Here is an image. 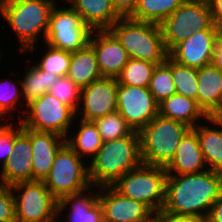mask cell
<instances>
[{
  "instance_id": "obj_10",
  "label": "cell",
  "mask_w": 222,
  "mask_h": 222,
  "mask_svg": "<svg viewBox=\"0 0 222 222\" xmlns=\"http://www.w3.org/2000/svg\"><path fill=\"white\" fill-rule=\"evenodd\" d=\"M15 200L16 222H54L58 200L43 180L20 182L11 186Z\"/></svg>"
},
{
  "instance_id": "obj_30",
  "label": "cell",
  "mask_w": 222,
  "mask_h": 222,
  "mask_svg": "<svg viewBox=\"0 0 222 222\" xmlns=\"http://www.w3.org/2000/svg\"><path fill=\"white\" fill-rule=\"evenodd\" d=\"M156 63L130 58L117 77L118 84L136 87H149Z\"/></svg>"
},
{
  "instance_id": "obj_9",
  "label": "cell",
  "mask_w": 222,
  "mask_h": 222,
  "mask_svg": "<svg viewBox=\"0 0 222 222\" xmlns=\"http://www.w3.org/2000/svg\"><path fill=\"white\" fill-rule=\"evenodd\" d=\"M213 24L208 0H186L160 24L166 50Z\"/></svg>"
},
{
  "instance_id": "obj_40",
  "label": "cell",
  "mask_w": 222,
  "mask_h": 222,
  "mask_svg": "<svg viewBox=\"0 0 222 222\" xmlns=\"http://www.w3.org/2000/svg\"><path fill=\"white\" fill-rule=\"evenodd\" d=\"M212 21L217 26H222V0H208Z\"/></svg>"
},
{
  "instance_id": "obj_47",
  "label": "cell",
  "mask_w": 222,
  "mask_h": 222,
  "mask_svg": "<svg viewBox=\"0 0 222 222\" xmlns=\"http://www.w3.org/2000/svg\"><path fill=\"white\" fill-rule=\"evenodd\" d=\"M4 122H5V120H3V118L0 116V125Z\"/></svg>"
},
{
  "instance_id": "obj_36",
  "label": "cell",
  "mask_w": 222,
  "mask_h": 222,
  "mask_svg": "<svg viewBox=\"0 0 222 222\" xmlns=\"http://www.w3.org/2000/svg\"><path fill=\"white\" fill-rule=\"evenodd\" d=\"M14 123V124H13ZM2 123L0 125V162L1 167L6 163L8 157L13 152L15 134L22 128L20 121ZM16 125V126H15ZM15 126V127H14Z\"/></svg>"
},
{
  "instance_id": "obj_17",
  "label": "cell",
  "mask_w": 222,
  "mask_h": 222,
  "mask_svg": "<svg viewBox=\"0 0 222 222\" xmlns=\"http://www.w3.org/2000/svg\"><path fill=\"white\" fill-rule=\"evenodd\" d=\"M33 180L30 136L22 128L15 134L13 152L0 169V182L14 184Z\"/></svg>"
},
{
  "instance_id": "obj_3",
  "label": "cell",
  "mask_w": 222,
  "mask_h": 222,
  "mask_svg": "<svg viewBox=\"0 0 222 222\" xmlns=\"http://www.w3.org/2000/svg\"><path fill=\"white\" fill-rule=\"evenodd\" d=\"M142 163L140 137L133 131L126 137L105 141L89 160V180L93 186L112 185Z\"/></svg>"
},
{
  "instance_id": "obj_32",
  "label": "cell",
  "mask_w": 222,
  "mask_h": 222,
  "mask_svg": "<svg viewBox=\"0 0 222 222\" xmlns=\"http://www.w3.org/2000/svg\"><path fill=\"white\" fill-rule=\"evenodd\" d=\"M103 142L126 137L133 132L125 119L116 110L94 121Z\"/></svg>"
},
{
  "instance_id": "obj_18",
  "label": "cell",
  "mask_w": 222,
  "mask_h": 222,
  "mask_svg": "<svg viewBox=\"0 0 222 222\" xmlns=\"http://www.w3.org/2000/svg\"><path fill=\"white\" fill-rule=\"evenodd\" d=\"M97 194L98 186L92 185L82 192L64 196L58 201V216L64 222H104ZM66 209L68 212H65Z\"/></svg>"
},
{
  "instance_id": "obj_25",
  "label": "cell",
  "mask_w": 222,
  "mask_h": 222,
  "mask_svg": "<svg viewBox=\"0 0 222 222\" xmlns=\"http://www.w3.org/2000/svg\"><path fill=\"white\" fill-rule=\"evenodd\" d=\"M66 76L80 88L102 77L95 52L90 44L78 51L71 52L70 65Z\"/></svg>"
},
{
  "instance_id": "obj_43",
  "label": "cell",
  "mask_w": 222,
  "mask_h": 222,
  "mask_svg": "<svg viewBox=\"0 0 222 222\" xmlns=\"http://www.w3.org/2000/svg\"><path fill=\"white\" fill-rule=\"evenodd\" d=\"M47 2H49V3H51L53 6H58V3H57V1L56 0H46ZM62 2H67L68 4H69V6H70V4H71V2H72V0H61Z\"/></svg>"
},
{
  "instance_id": "obj_42",
  "label": "cell",
  "mask_w": 222,
  "mask_h": 222,
  "mask_svg": "<svg viewBox=\"0 0 222 222\" xmlns=\"http://www.w3.org/2000/svg\"><path fill=\"white\" fill-rule=\"evenodd\" d=\"M212 63L222 72V26L216 39Z\"/></svg>"
},
{
  "instance_id": "obj_21",
  "label": "cell",
  "mask_w": 222,
  "mask_h": 222,
  "mask_svg": "<svg viewBox=\"0 0 222 222\" xmlns=\"http://www.w3.org/2000/svg\"><path fill=\"white\" fill-rule=\"evenodd\" d=\"M197 105L208 116H213L222 103V72L213 64L197 69Z\"/></svg>"
},
{
  "instance_id": "obj_19",
  "label": "cell",
  "mask_w": 222,
  "mask_h": 222,
  "mask_svg": "<svg viewBox=\"0 0 222 222\" xmlns=\"http://www.w3.org/2000/svg\"><path fill=\"white\" fill-rule=\"evenodd\" d=\"M23 130L31 139L33 180H44L57 152L66 144V138L55 132L34 131L24 126Z\"/></svg>"
},
{
  "instance_id": "obj_23",
  "label": "cell",
  "mask_w": 222,
  "mask_h": 222,
  "mask_svg": "<svg viewBox=\"0 0 222 222\" xmlns=\"http://www.w3.org/2000/svg\"><path fill=\"white\" fill-rule=\"evenodd\" d=\"M70 6L92 30H108L121 18L112 0H72Z\"/></svg>"
},
{
  "instance_id": "obj_33",
  "label": "cell",
  "mask_w": 222,
  "mask_h": 222,
  "mask_svg": "<svg viewBox=\"0 0 222 222\" xmlns=\"http://www.w3.org/2000/svg\"><path fill=\"white\" fill-rule=\"evenodd\" d=\"M46 46L47 49L41 55L40 60L34 62V64L47 73L58 77L66 76L70 65L71 52Z\"/></svg>"
},
{
  "instance_id": "obj_39",
  "label": "cell",
  "mask_w": 222,
  "mask_h": 222,
  "mask_svg": "<svg viewBox=\"0 0 222 222\" xmlns=\"http://www.w3.org/2000/svg\"><path fill=\"white\" fill-rule=\"evenodd\" d=\"M139 0H112L114 9L121 18L131 17Z\"/></svg>"
},
{
  "instance_id": "obj_41",
  "label": "cell",
  "mask_w": 222,
  "mask_h": 222,
  "mask_svg": "<svg viewBox=\"0 0 222 222\" xmlns=\"http://www.w3.org/2000/svg\"><path fill=\"white\" fill-rule=\"evenodd\" d=\"M206 222H222V195L211 206Z\"/></svg>"
},
{
  "instance_id": "obj_28",
  "label": "cell",
  "mask_w": 222,
  "mask_h": 222,
  "mask_svg": "<svg viewBox=\"0 0 222 222\" xmlns=\"http://www.w3.org/2000/svg\"><path fill=\"white\" fill-rule=\"evenodd\" d=\"M186 0H139L134 14L137 21L161 24Z\"/></svg>"
},
{
  "instance_id": "obj_15",
  "label": "cell",
  "mask_w": 222,
  "mask_h": 222,
  "mask_svg": "<svg viewBox=\"0 0 222 222\" xmlns=\"http://www.w3.org/2000/svg\"><path fill=\"white\" fill-rule=\"evenodd\" d=\"M104 222H145L154 212L144 203L127 198L112 185L98 186Z\"/></svg>"
},
{
  "instance_id": "obj_6",
  "label": "cell",
  "mask_w": 222,
  "mask_h": 222,
  "mask_svg": "<svg viewBox=\"0 0 222 222\" xmlns=\"http://www.w3.org/2000/svg\"><path fill=\"white\" fill-rule=\"evenodd\" d=\"M167 176L165 167L141 163L112 186L123 196L144 203L155 213L164 206Z\"/></svg>"
},
{
  "instance_id": "obj_26",
  "label": "cell",
  "mask_w": 222,
  "mask_h": 222,
  "mask_svg": "<svg viewBox=\"0 0 222 222\" xmlns=\"http://www.w3.org/2000/svg\"><path fill=\"white\" fill-rule=\"evenodd\" d=\"M78 122V128L76 127L73 131L70 130V133L66 137V143L84 160L93 159L99 149L102 146L103 140L101 135L98 132L97 126L93 121H84L78 118H75ZM70 135V136H69ZM86 158H85V157ZM90 156V157H89Z\"/></svg>"
},
{
  "instance_id": "obj_44",
  "label": "cell",
  "mask_w": 222,
  "mask_h": 222,
  "mask_svg": "<svg viewBox=\"0 0 222 222\" xmlns=\"http://www.w3.org/2000/svg\"><path fill=\"white\" fill-rule=\"evenodd\" d=\"M212 117L222 119V103L220 105V109Z\"/></svg>"
},
{
  "instance_id": "obj_34",
  "label": "cell",
  "mask_w": 222,
  "mask_h": 222,
  "mask_svg": "<svg viewBox=\"0 0 222 222\" xmlns=\"http://www.w3.org/2000/svg\"><path fill=\"white\" fill-rule=\"evenodd\" d=\"M172 76L176 93L194 99L197 102V69L181 65L172 59Z\"/></svg>"
},
{
  "instance_id": "obj_11",
  "label": "cell",
  "mask_w": 222,
  "mask_h": 222,
  "mask_svg": "<svg viewBox=\"0 0 222 222\" xmlns=\"http://www.w3.org/2000/svg\"><path fill=\"white\" fill-rule=\"evenodd\" d=\"M93 30L71 7L54 6L51 10L44 44L74 52L87 46Z\"/></svg>"
},
{
  "instance_id": "obj_16",
  "label": "cell",
  "mask_w": 222,
  "mask_h": 222,
  "mask_svg": "<svg viewBox=\"0 0 222 222\" xmlns=\"http://www.w3.org/2000/svg\"><path fill=\"white\" fill-rule=\"evenodd\" d=\"M92 46L102 77L117 78L130 59L126 49L109 30H93Z\"/></svg>"
},
{
  "instance_id": "obj_14",
  "label": "cell",
  "mask_w": 222,
  "mask_h": 222,
  "mask_svg": "<svg viewBox=\"0 0 222 222\" xmlns=\"http://www.w3.org/2000/svg\"><path fill=\"white\" fill-rule=\"evenodd\" d=\"M219 32L220 26L215 24L207 30L194 31L189 38L176 44L168 56L177 63L194 69L208 65L212 63Z\"/></svg>"
},
{
  "instance_id": "obj_45",
  "label": "cell",
  "mask_w": 222,
  "mask_h": 222,
  "mask_svg": "<svg viewBox=\"0 0 222 222\" xmlns=\"http://www.w3.org/2000/svg\"><path fill=\"white\" fill-rule=\"evenodd\" d=\"M54 222H64V221L62 220V218H59V216L57 215L56 220Z\"/></svg>"
},
{
  "instance_id": "obj_38",
  "label": "cell",
  "mask_w": 222,
  "mask_h": 222,
  "mask_svg": "<svg viewBox=\"0 0 222 222\" xmlns=\"http://www.w3.org/2000/svg\"><path fill=\"white\" fill-rule=\"evenodd\" d=\"M155 222H206V218L199 216L177 215L163 209L153 214Z\"/></svg>"
},
{
  "instance_id": "obj_5",
  "label": "cell",
  "mask_w": 222,
  "mask_h": 222,
  "mask_svg": "<svg viewBox=\"0 0 222 222\" xmlns=\"http://www.w3.org/2000/svg\"><path fill=\"white\" fill-rule=\"evenodd\" d=\"M190 129L183 122L158 114L138 132L142 163L165 167Z\"/></svg>"
},
{
  "instance_id": "obj_35",
  "label": "cell",
  "mask_w": 222,
  "mask_h": 222,
  "mask_svg": "<svg viewBox=\"0 0 222 222\" xmlns=\"http://www.w3.org/2000/svg\"><path fill=\"white\" fill-rule=\"evenodd\" d=\"M48 92L60 102L70 106L75 112L77 111L80 103L81 88L69 77H58L52 83L51 89Z\"/></svg>"
},
{
  "instance_id": "obj_8",
  "label": "cell",
  "mask_w": 222,
  "mask_h": 222,
  "mask_svg": "<svg viewBox=\"0 0 222 222\" xmlns=\"http://www.w3.org/2000/svg\"><path fill=\"white\" fill-rule=\"evenodd\" d=\"M76 112L49 92L26 106L20 120L22 126L34 131L55 132L65 138L74 127Z\"/></svg>"
},
{
  "instance_id": "obj_46",
  "label": "cell",
  "mask_w": 222,
  "mask_h": 222,
  "mask_svg": "<svg viewBox=\"0 0 222 222\" xmlns=\"http://www.w3.org/2000/svg\"><path fill=\"white\" fill-rule=\"evenodd\" d=\"M145 222H155L154 216L151 219H149L148 221H145Z\"/></svg>"
},
{
  "instance_id": "obj_37",
  "label": "cell",
  "mask_w": 222,
  "mask_h": 222,
  "mask_svg": "<svg viewBox=\"0 0 222 222\" xmlns=\"http://www.w3.org/2000/svg\"><path fill=\"white\" fill-rule=\"evenodd\" d=\"M0 222H16L12 188L2 182H0Z\"/></svg>"
},
{
  "instance_id": "obj_2",
  "label": "cell",
  "mask_w": 222,
  "mask_h": 222,
  "mask_svg": "<svg viewBox=\"0 0 222 222\" xmlns=\"http://www.w3.org/2000/svg\"><path fill=\"white\" fill-rule=\"evenodd\" d=\"M53 7L46 0H0V17L17 37L20 53H37V42L41 37L45 40Z\"/></svg>"
},
{
  "instance_id": "obj_13",
  "label": "cell",
  "mask_w": 222,
  "mask_h": 222,
  "mask_svg": "<svg viewBox=\"0 0 222 222\" xmlns=\"http://www.w3.org/2000/svg\"><path fill=\"white\" fill-rule=\"evenodd\" d=\"M117 78L101 77L81 88L76 118L94 121L117 110ZM80 115V116H79Z\"/></svg>"
},
{
  "instance_id": "obj_1",
  "label": "cell",
  "mask_w": 222,
  "mask_h": 222,
  "mask_svg": "<svg viewBox=\"0 0 222 222\" xmlns=\"http://www.w3.org/2000/svg\"><path fill=\"white\" fill-rule=\"evenodd\" d=\"M222 195V173L207 169L198 173L168 175L163 210L207 218Z\"/></svg>"
},
{
  "instance_id": "obj_20",
  "label": "cell",
  "mask_w": 222,
  "mask_h": 222,
  "mask_svg": "<svg viewBox=\"0 0 222 222\" xmlns=\"http://www.w3.org/2000/svg\"><path fill=\"white\" fill-rule=\"evenodd\" d=\"M165 169L168 175L198 173L208 169L198 135L192 128L181 139L175 155Z\"/></svg>"
},
{
  "instance_id": "obj_29",
  "label": "cell",
  "mask_w": 222,
  "mask_h": 222,
  "mask_svg": "<svg viewBox=\"0 0 222 222\" xmlns=\"http://www.w3.org/2000/svg\"><path fill=\"white\" fill-rule=\"evenodd\" d=\"M13 81L16 80L13 79L10 81L9 79L4 78L3 80L0 81V116L7 122L10 119H11L10 121L13 122V120H15V117L17 118L16 121L17 120L19 121V119L21 120L27 106L24 103L23 98H21L23 97L21 86L20 85L18 86V84H15ZM18 109L22 113L20 114V112H17L16 115H14L15 112L18 111ZM11 117H13L14 119Z\"/></svg>"
},
{
  "instance_id": "obj_7",
  "label": "cell",
  "mask_w": 222,
  "mask_h": 222,
  "mask_svg": "<svg viewBox=\"0 0 222 222\" xmlns=\"http://www.w3.org/2000/svg\"><path fill=\"white\" fill-rule=\"evenodd\" d=\"M67 143L57 152L49 174L43 180L52 195L60 201L91 185L89 166Z\"/></svg>"
},
{
  "instance_id": "obj_27",
  "label": "cell",
  "mask_w": 222,
  "mask_h": 222,
  "mask_svg": "<svg viewBox=\"0 0 222 222\" xmlns=\"http://www.w3.org/2000/svg\"><path fill=\"white\" fill-rule=\"evenodd\" d=\"M26 69L23 76L18 72L15 75L12 74V76L17 78V82L21 85L22 98L27 105L47 93L51 89L52 83L58 79V76L39 69L35 64L29 65Z\"/></svg>"
},
{
  "instance_id": "obj_24",
  "label": "cell",
  "mask_w": 222,
  "mask_h": 222,
  "mask_svg": "<svg viewBox=\"0 0 222 222\" xmlns=\"http://www.w3.org/2000/svg\"><path fill=\"white\" fill-rule=\"evenodd\" d=\"M159 115L185 123L194 128L208 116L197 105L196 100L174 93L158 104ZM199 121V122H198Z\"/></svg>"
},
{
  "instance_id": "obj_22",
  "label": "cell",
  "mask_w": 222,
  "mask_h": 222,
  "mask_svg": "<svg viewBox=\"0 0 222 222\" xmlns=\"http://www.w3.org/2000/svg\"><path fill=\"white\" fill-rule=\"evenodd\" d=\"M202 122L192 129L198 135L207 168L222 173V119L210 116Z\"/></svg>"
},
{
  "instance_id": "obj_31",
  "label": "cell",
  "mask_w": 222,
  "mask_h": 222,
  "mask_svg": "<svg viewBox=\"0 0 222 222\" xmlns=\"http://www.w3.org/2000/svg\"><path fill=\"white\" fill-rule=\"evenodd\" d=\"M148 88L158 104L176 93L172 76V59L169 56L165 62L154 68Z\"/></svg>"
},
{
  "instance_id": "obj_4",
  "label": "cell",
  "mask_w": 222,
  "mask_h": 222,
  "mask_svg": "<svg viewBox=\"0 0 222 222\" xmlns=\"http://www.w3.org/2000/svg\"><path fill=\"white\" fill-rule=\"evenodd\" d=\"M108 30L126 49L130 58L158 65L168 57L159 24L137 21L130 17L119 18Z\"/></svg>"
},
{
  "instance_id": "obj_12",
  "label": "cell",
  "mask_w": 222,
  "mask_h": 222,
  "mask_svg": "<svg viewBox=\"0 0 222 222\" xmlns=\"http://www.w3.org/2000/svg\"><path fill=\"white\" fill-rule=\"evenodd\" d=\"M117 111L137 132L159 114L158 103L148 87L126 84H118Z\"/></svg>"
}]
</instances>
